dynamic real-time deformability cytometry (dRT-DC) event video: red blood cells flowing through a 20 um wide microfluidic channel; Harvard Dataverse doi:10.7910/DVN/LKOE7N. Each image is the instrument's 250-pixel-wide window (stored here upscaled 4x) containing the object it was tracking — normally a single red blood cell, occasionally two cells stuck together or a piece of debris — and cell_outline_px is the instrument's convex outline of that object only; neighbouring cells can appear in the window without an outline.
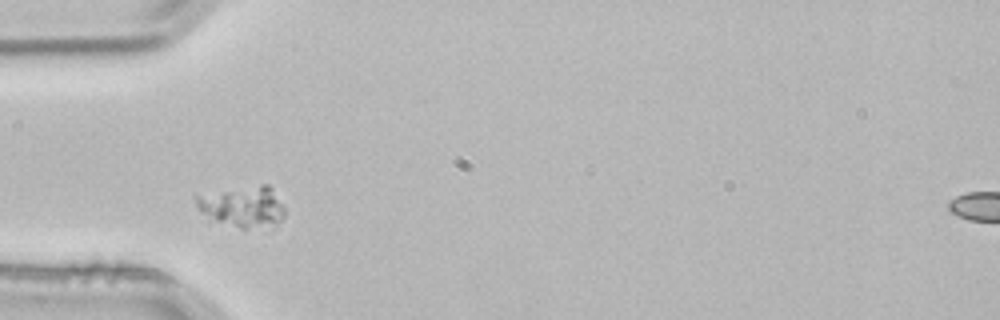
{"species": "common noctule bat (a hibernating species)", "species_latin": "Nyctalus noctula", "temperature_condition": "room temperature", "stored_images_in_passage": 1, "camera_frame_rate_fps": 3000, "um_per_image_px": 0.085, "animal": {"sex": "male", "body_mass_g": 21.5, "forearm_length_mm": 52.0}, "frame": {"image": 1, "passage_image": 1, "time_ms": 0.0, "image_size_px": [1000, 320], "cell_outline_px": [[284, 216], [280, 220], [244, 228], [240, 228], [216, 220], [200, 212], [196, 208], [196, 192], [260, 184], [268, 184], [272, 188], [284, 204]], "centroid_in_image_um": [20.55, 17.45], "position_along_channel_um": 64.5, "area_um2": 21.1}}